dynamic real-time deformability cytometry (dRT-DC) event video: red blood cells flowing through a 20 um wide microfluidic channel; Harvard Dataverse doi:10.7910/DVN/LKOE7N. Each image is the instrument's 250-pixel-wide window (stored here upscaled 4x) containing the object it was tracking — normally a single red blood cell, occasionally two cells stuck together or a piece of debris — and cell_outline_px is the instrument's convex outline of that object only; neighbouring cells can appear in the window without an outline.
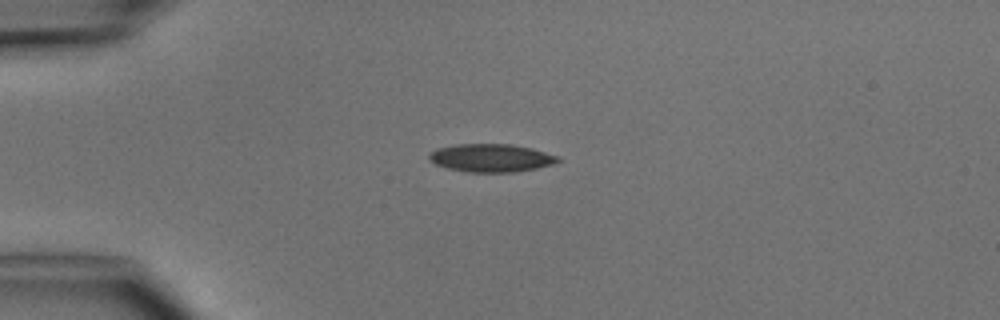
{"species": "common noctule bat (a hibernating species)", "species_latin": "Nyctalus noctula", "temperature_condition": "cold", "stored_images_in_passage": 4, "camera_frame_rate_fps": 3000, "um_per_image_px": 0.085, "animal": {"sex": "male", "body_mass_g": 15.6}, "frame": {"image": 1, "passage_image": 1, "time_ms": 0.0, "image_size_px": [1000, 320], "cell_outline_px": [[560, 160], [552, 164], [536, 168], [516, 172], [468, 172], [448, 168], [436, 164], [428, 156], [436, 148], [456, 144], [512, 144], [532, 148], [560, 156]], "centroid_in_image_um": [41.78, 13.42], "position_along_channel_um": 43.2, "area_um2": 20.98}}
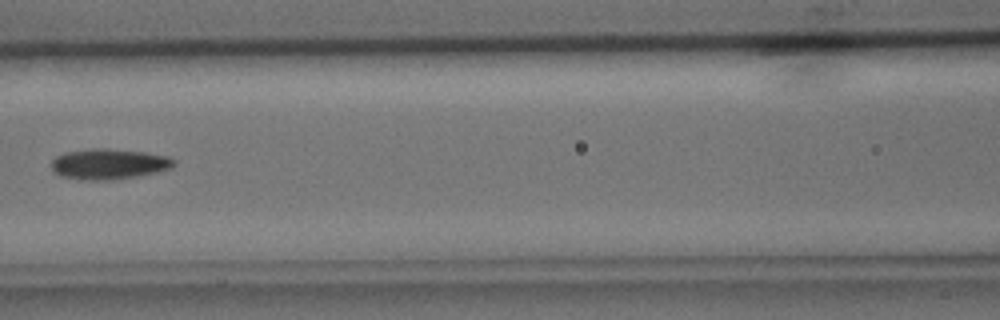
{"frame": {"image": 2, "passage_image": 4, "time_ms": 3.333, "image_size_px": [1000, 320], "cell_outline_px": [[176, 164], [168, 168], [156, 172], [116, 180], [80, 180], [60, 176], [52, 172], [52, 160], [56, 156], [64, 152], [88, 148], [108, 148], [144, 152], [168, 156], [176, 160]], "centroid_in_image_um": [9.21, 13.94], "position_along_channel_um": 157.4, "area_um2": 22.08}}